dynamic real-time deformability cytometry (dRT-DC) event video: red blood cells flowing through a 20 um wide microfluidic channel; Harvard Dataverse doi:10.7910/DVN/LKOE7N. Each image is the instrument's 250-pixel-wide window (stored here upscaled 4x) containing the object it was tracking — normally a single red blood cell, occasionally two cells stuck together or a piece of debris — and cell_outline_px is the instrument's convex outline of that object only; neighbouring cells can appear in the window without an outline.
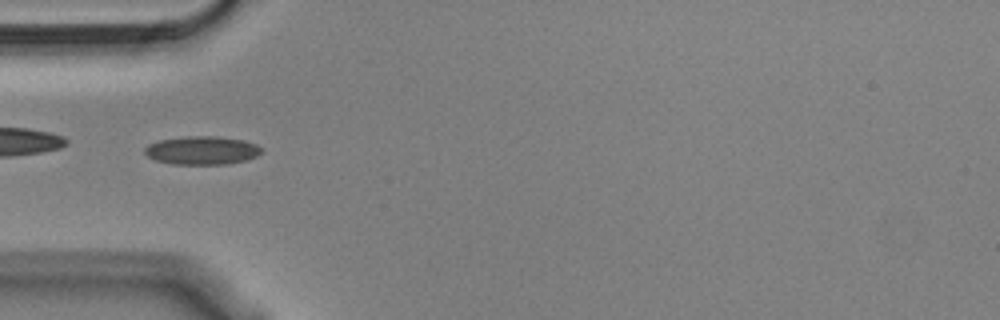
{"species": "Egyptian fruit bat (a non-hibernating species)", "species_latin": "Rousettus aegyptiacus", "temperature_condition": "cold", "stored_images_in_passage": 36, "camera_frame_rate_fps": 3000, "um_per_image_px": 0.085, "animal": {"sex": "male"}, "frame": {"image": 1, "passage_image": 1, "time_ms": 0.0, "image_size_px": [1000, 320], "cell_outline_px": [[264, 152], [248, 160], [228, 164], [172, 164], [156, 160], [148, 156], [144, 152], [144, 148], [148, 144], [160, 140], [188, 136], [216, 136], [244, 140], [256, 144]], "centroid_in_image_um": [17.19, 12.78], "position_along_channel_um": 67.8, "area_um2": 19.36}}
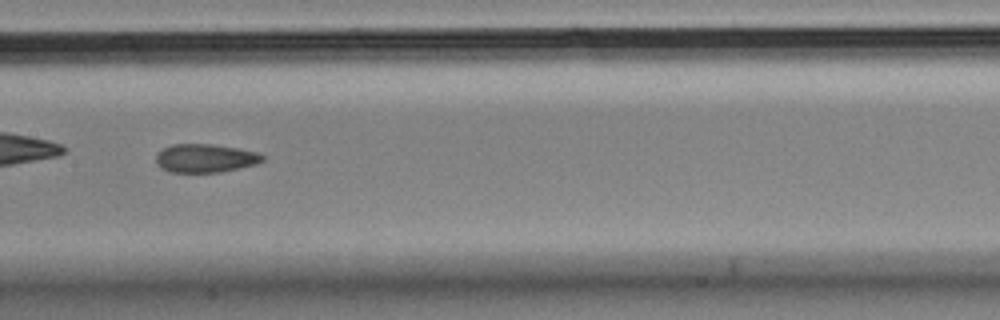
{"frame": {"image": 2, "passage_image": 11, "time_ms": 3.333, "image_size_px": [1000, 320], "cell_outline_px": [[264, 160], [256, 164], [240, 168], [220, 172], [168, 172], [160, 168], [156, 164], [156, 156], [164, 148], [172, 144], [212, 144], [260, 152], [264, 156]], "centroid_in_image_um": [17.46, 13.45], "position_along_channel_um": 189.9, "area_um2": 17.74}, "authors_computed_cell_mechanics": {"area_um2": 18.4382, "velocity_mm_per_s": 3.6341, "shape_relaxation_time_tau1_ms": 6.151, "shape_relaxation_time_tau2_ms": 6.086, "deformation_change_tau1": 0.1315, "deformation_change_tau2": 0.133}}